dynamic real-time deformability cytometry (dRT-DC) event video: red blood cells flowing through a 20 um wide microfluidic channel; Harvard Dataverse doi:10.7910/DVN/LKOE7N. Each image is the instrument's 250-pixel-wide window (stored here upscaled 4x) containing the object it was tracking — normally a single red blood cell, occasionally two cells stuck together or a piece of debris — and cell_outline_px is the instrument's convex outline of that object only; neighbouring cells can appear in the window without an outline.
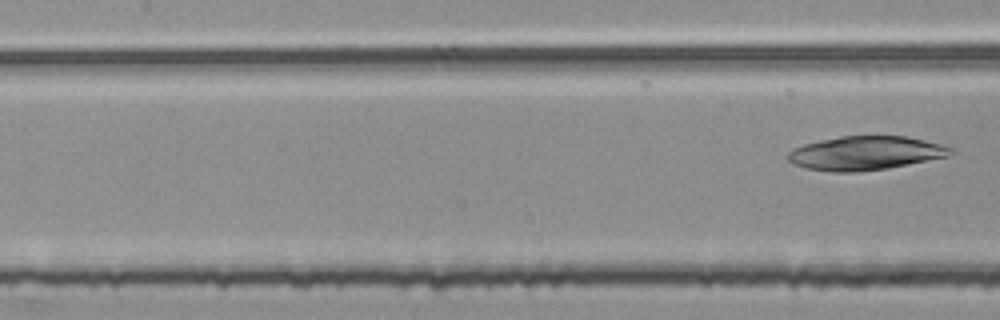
{"species": "common noctule bat (a hibernating species)", "species_latin": "Nyctalus noctula", "temperature_condition": "room temperature", "stored_images_in_passage": 5, "segment_of_instrument_passage": [2, 2], "camera_frame_rate_fps": 3000, "um_per_image_px": 0.085, "animal": {"sex": "female", "body_mass_g": 25.1}, "frame": {"image": 1, "passage_image": 5, "time_ms": 1.333, "image_size_px": [1000, 320], "cell_outline_px": [[956, 152], [948, 156], [888, 168], [856, 172], [832, 172], [808, 168], [792, 164], [784, 156], [792, 148], [804, 144], [820, 140], [840, 136], [904, 136], [924, 140], [940, 144], [952, 148]], "centroid_in_image_um": [73.52, 13.01], "position_along_channel_um": 133.9, "area_um2": 32.14}}